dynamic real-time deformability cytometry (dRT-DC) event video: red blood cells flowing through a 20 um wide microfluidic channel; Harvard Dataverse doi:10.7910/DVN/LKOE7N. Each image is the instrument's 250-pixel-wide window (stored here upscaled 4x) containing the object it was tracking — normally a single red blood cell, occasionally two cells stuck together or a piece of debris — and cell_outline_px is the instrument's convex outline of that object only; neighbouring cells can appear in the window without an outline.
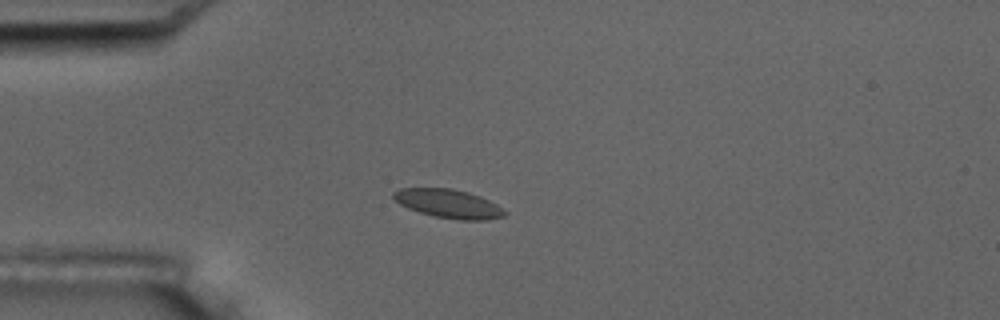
{"species": "common noctule bat (a hibernating species)", "species_latin": "Nyctalus noctula", "temperature_condition": "room temperature", "stored_images_in_passage": 14, "camera_frame_rate_fps": 3000, "um_per_image_px": 0.085, "animal": {"sex": "male", "body_mass_g": 17.5, "forearm_length_mm": 52.3}, "frame": {"image": 1, "passage_image": 3, "time_ms": 3.333, "image_size_px": [1000, 320], "cell_outline_px": [[508, 212], [504, 216], [488, 220], [460, 220], [436, 216], [420, 212], [408, 208], [400, 204], [392, 196], [392, 192], [400, 188], [452, 188], [468, 192], [480, 196], [496, 204]], "centroid_in_image_um": [38.13, 17.31], "position_along_channel_um": 46.9, "area_um2": 18.55}}
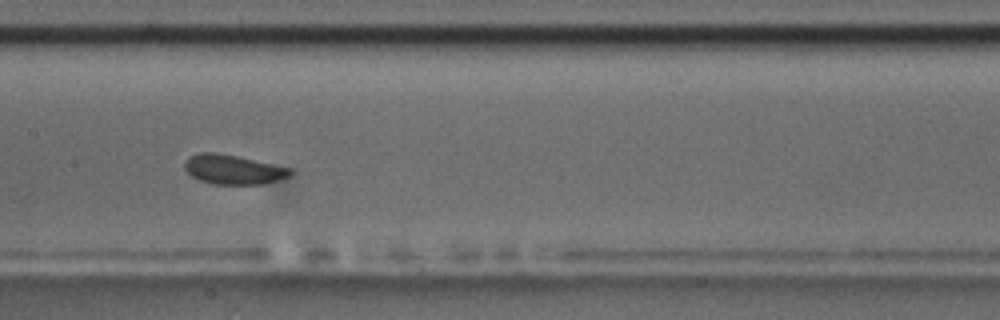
{"frame": {"image": 2, "passage_image": 7, "time_ms": 7.667, "image_size_px": [1000, 320], "cell_outline_px": [[292, 172], [288, 176], [264, 184], [212, 184], [200, 180], [192, 176], [184, 168], [184, 164], [192, 156], [200, 152], [216, 152], [236, 156], [288, 168]], "centroid_in_image_um": [19.77, 14.41], "position_along_channel_um": 187.6, "area_um2": 17.63}, "authors_computed_cell_mechanics": {"area_um2": 17.9758, "velocity_mm_per_s": 3.6386, "shape_relaxation_time_tau1_ms": 6.6444, "shape_relaxation_time_tau2_ms": 3.6989, "deformation_change_tau1": 0.0641, "deformation_change_tau2": 0.0624}}